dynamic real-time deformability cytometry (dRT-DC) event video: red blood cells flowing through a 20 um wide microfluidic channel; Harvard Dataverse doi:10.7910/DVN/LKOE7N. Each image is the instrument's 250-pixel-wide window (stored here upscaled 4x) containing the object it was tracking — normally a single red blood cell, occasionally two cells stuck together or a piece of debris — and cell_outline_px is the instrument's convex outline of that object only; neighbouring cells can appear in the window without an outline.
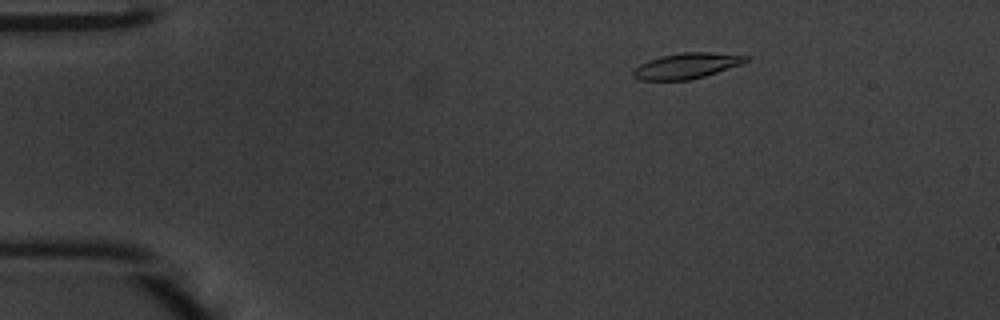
{"species": "common noctule bat (a hibernating species)", "species_latin": "Nyctalus noctula", "temperature_condition": "warm", "stored_images_in_passage": 41, "camera_frame_rate_fps": 3000, "um_per_image_px": 0.085, "animal": {"sex": "male", "body_mass_g": 20.1, "forearm_length_mm": 53.5}, "frame": {"image": 1, "passage_image": 1, "time_ms": 0.0, "image_size_px": [1000, 320], "cell_outline_px": [[752, 56], [748, 60], [740, 64], [704, 76], [688, 80], [640, 80], [632, 76], [632, 72], [640, 64], [648, 60], [660, 56], [680, 52], [712, 52]], "centroid_in_image_um": [58.35, 5.58], "position_along_channel_um": 26.7, "area_um2": 16.76}}
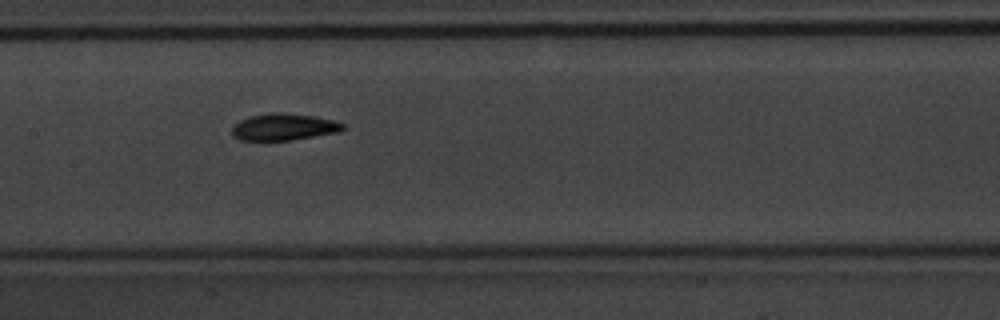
{"frame": {"image": 2, "passage_image": 17, "time_ms": 5.333, "image_size_px": [1000, 320], "cell_outline_px": [[348, 128], [340, 132], [292, 140], [240, 140], [232, 136], [232, 124], [248, 116], [276, 112], [284, 112], [312, 116], [332, 120], [344, 124]], "centroid_in_image_um": [24.12, 10.79], "position_along_channel_um": 183.3, "area_um2": 17.51}}
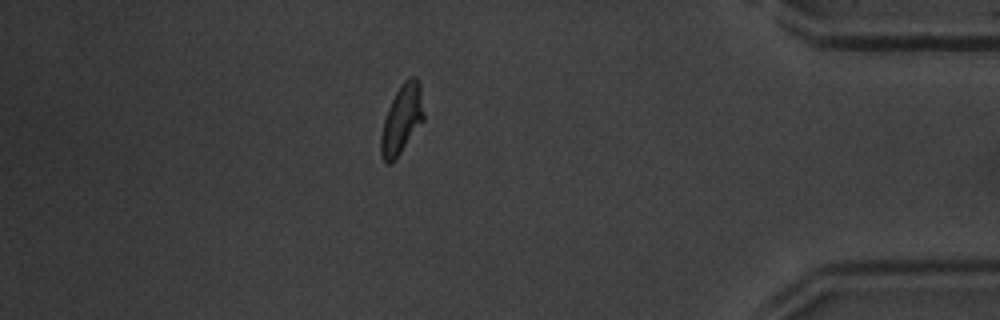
{"frame": {"image": 3, "passage_image": 35, "time_ms": 11.333, "image_size_px": [1000, 320], "cell_outline_px": [[424, 120], [396, 160], [388, 164], [384, 160], [380, 152], [380, 136], [384, 120], [388, 108], [400, 84], [408, 76], [416, 76], [420, 84], [424, 112]], "centroid_in_image_um": [34.16, 10.14], "position_along_channel_um": 401.0, "area_um2": 17.4}, "authors_computed_cell_mechanics": {"area_um2": 16.9354, "velocity_mm_per_s": 4.2254, "shape_relaxation_time_tau1_ms": 2.6482, "shape_relaxation_time_tau2_ms": 1.3258, "deformation_change_tau1": 0.1364, "deformation_change_tau2": 0.0609}}